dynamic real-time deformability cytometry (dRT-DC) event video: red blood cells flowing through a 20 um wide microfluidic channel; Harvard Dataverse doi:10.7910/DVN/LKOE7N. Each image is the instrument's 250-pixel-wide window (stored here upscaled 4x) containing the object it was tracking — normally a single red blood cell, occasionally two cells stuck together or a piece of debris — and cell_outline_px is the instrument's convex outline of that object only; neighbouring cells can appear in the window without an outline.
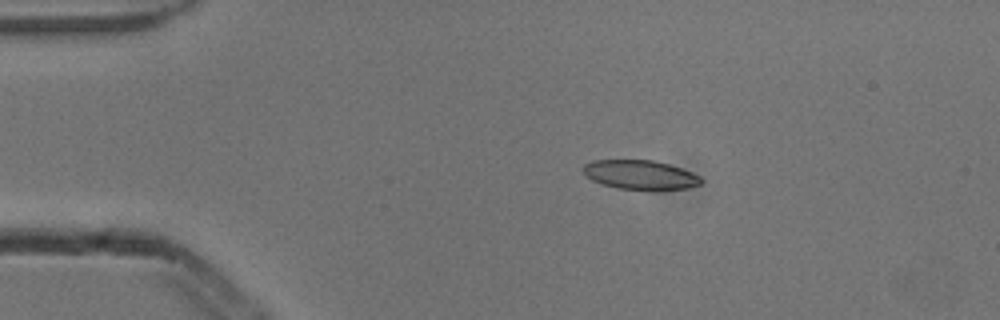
{"species": "common noctule bat (a hibernating species)", "species_latin": "Nyctalus noctula", "temperature_condition": "cold", "stored_images_in_passage": 7, "camera_frame_rate_fps": 3000, "um_per_image_px": 0.085, "animal": {"sex": "male", "body_mass_g": 13.3}, "frame": {"image": 1, "passage_image": 2, "time_ms": 0.333, "image_size_px": [1000, 320], "cell_outline_px": [[704, 180], [700, 184], [688, 188], [620, 188], [604, 184], [592, 180], [580, 168], [584, 164], [592, 160], [652, 160], [668, 164], [692, 172], [700, 176]], "centroid_in_image_um": [54.4, 14.82], "position_along_channel_um": 30.6, "area_um2": 19.54}}
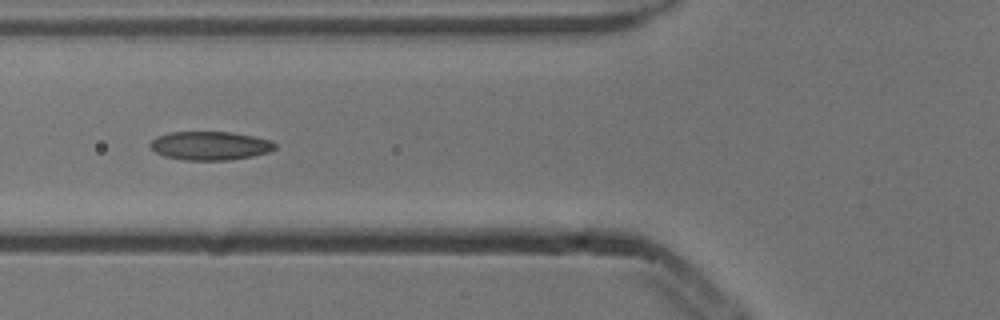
{"frame": {"image": 2, "passage_image": 5, "time_ms": 1.333, "image_size_px": [1000, 320], "cell_outline_px": [[276, 148], [268, 152], [252, 156], [228, 160], [184, 160], [164, 156], [148, 148], [148, 144], [156, 136], [168, 132], [232, 132], [272, 140], [276, 144]], "centroid_in_image_um": [17.82, 12.38], "position_along_channel_um": 108.0, "area_um2": 20.98}}
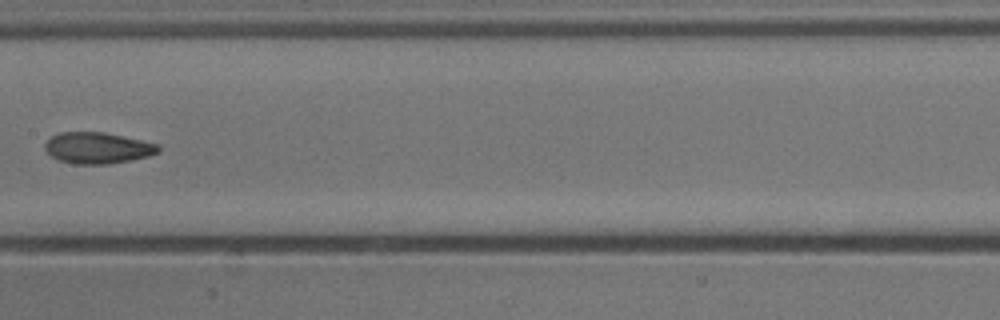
{"frame": {"image": 3, "passage_image": 7, "time_ms": 2.0, "image_size_px": [1000, 320], "cell_outline_px": [[160, 152], [148, 156], [108, 164], [76, 164], [60, 160], [52, 156], [44, 148], [44, 144], [52, 136], [60, 132], [104, 132], [160, 144]], "centroid_in_image_um": [8.32, 12.57], "position_along_channel_um": 199.1, "area_um2": 20.52}}